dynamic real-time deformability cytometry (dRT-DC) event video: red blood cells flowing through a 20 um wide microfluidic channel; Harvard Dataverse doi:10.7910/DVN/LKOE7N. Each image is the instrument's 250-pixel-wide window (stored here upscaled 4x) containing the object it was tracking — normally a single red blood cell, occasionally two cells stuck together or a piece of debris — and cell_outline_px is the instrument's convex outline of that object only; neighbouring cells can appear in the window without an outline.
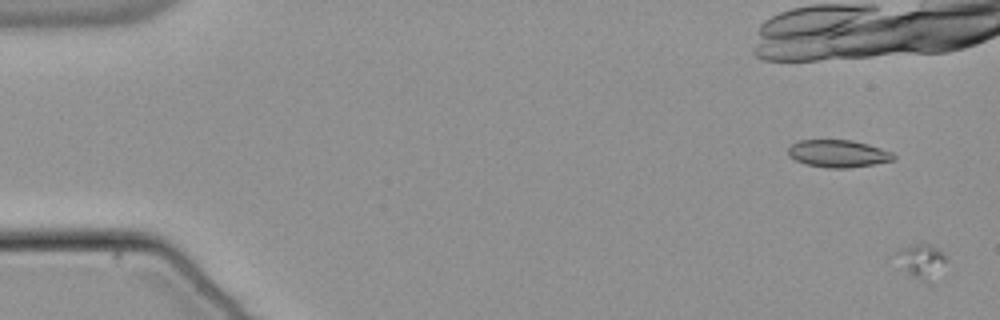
{"species": "common noctule bat (a hibernating species)", "species_latin": "Nyctalus noctula", "temperature_condition": "warm", "stored_images_in_passage": 29, "camera_frame_rate_fps": 3000, "um_per_image_px": 0.085, "animal": {"sex": "male", "body_mass_g": 21.5, "forearm_length_mm": 52.0}, "frame": {"image": 1, "passage_image": 1, "time_ms": 0.0, "image_size_px": [1000, 320], "cell_outline_px": [[948, 264], [932, 284], [928, 284], [912, 276], [908, 272], [896, 252], [920, 240], [944, 252], [948, 260]], "centroid_in_image_um": [78.49, 22.21], "position_along_channel_um": 6.5, "area_um2": 10.17}}